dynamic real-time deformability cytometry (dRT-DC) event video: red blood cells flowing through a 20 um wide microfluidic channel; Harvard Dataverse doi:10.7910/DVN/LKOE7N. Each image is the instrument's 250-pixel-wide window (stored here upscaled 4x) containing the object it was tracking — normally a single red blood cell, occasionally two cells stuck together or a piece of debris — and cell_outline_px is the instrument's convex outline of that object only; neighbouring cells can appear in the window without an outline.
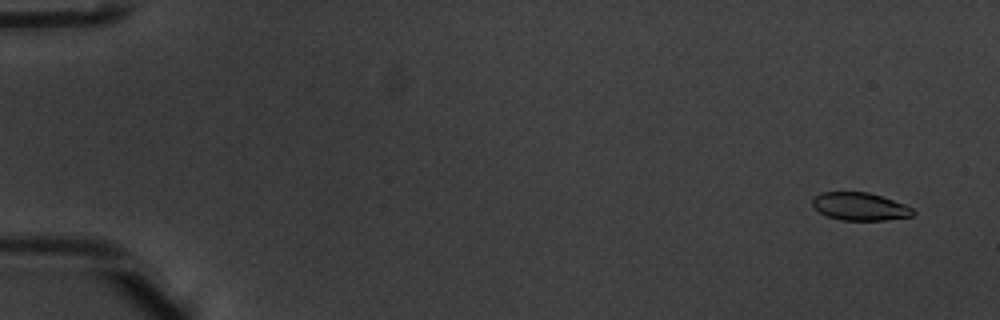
{"species": "common noctule bat (a hibernating species)", "species_latin": "Nyctalus noctula", "temperature_condition": "warm", "stored_images_in_passage": 55, "camera_frame_rate_fps": 3000, "um_per_image_px": 0.085, "animal": {"sex": "male", "body_mass_g": 20.1, "forearm_length_mm": 53.5}, "frame": {"image": 1, "passage_image": 4, "time_ms": 1.0, "image_size_px": [1000, 320], "cell_outline_px": [[916, 212], [912, 216], [884, 220], [840, 220], [828, 216], [820, 212], [812, 204], [812, 200], [820, 192], [868, 192], [904, 204], [912, 208]], "centroid_in_image_um": [73.1, 17.55], "position_along_channel_um": 11.9, "area_um2": 16.13}}
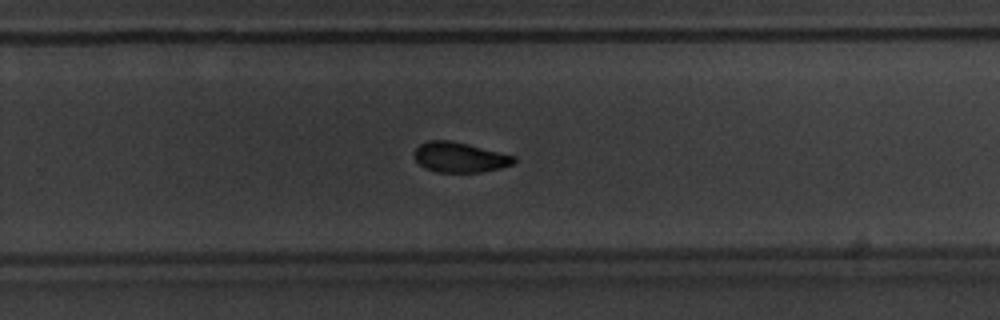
{"frame": {"image": 2, "passage_image": 37, "time_ms": 12.0, "image_size_px": [1000, 320], "cell_outline_px": [[516, 160], [512, 164], [500, 168], [480, 172], [436, 172], [424, 168], [416, 160], [416, 148], [420, 144], [428, 140], [448, 140], [468, 144], [516, 156]], "centroid_in_image_um": [39.09, 13.37], "position_along_channel_um": 290.7, "area_um2": 17.34}}
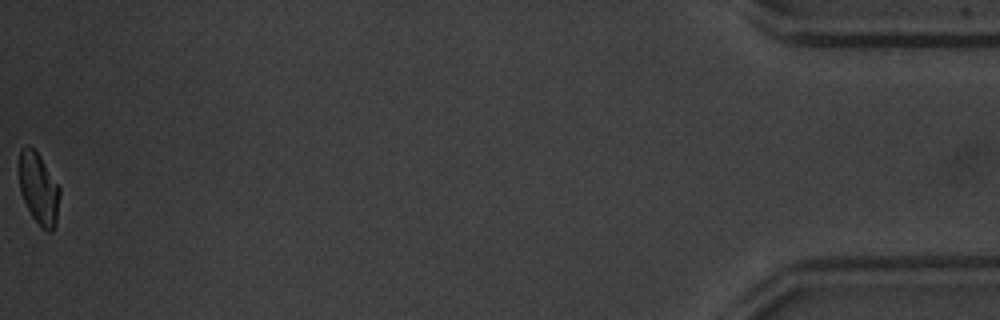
{"frame": {"image": 3, "passage_image": 55, "time_ms": 18.0, "image_size_px": [1000, 320], "cell_outline_px": [[60, 192], [56, 224], [52, 232], [48, 232], [40, 228], [32, 216], [20, 192], [16, 168], [20, 148], [28, 144], [40, 156], [60, 188]], "centroid_in_image_um": [3.24, 16.01], "position_along_channel_um": 432.0, "area_um2": 17.46}, "authors_computed_cell_mechanics": {"area_um2": 17.8602, "velocity_mm_per_s": 3.8518, "shape_relaxation_time_tau1_ms": 2.714, "shape_relaxation_time_tau2_ms": 3.3074, "deformation_change_tau1": 0.1224, "deformation_change_tau2": 0.081}}